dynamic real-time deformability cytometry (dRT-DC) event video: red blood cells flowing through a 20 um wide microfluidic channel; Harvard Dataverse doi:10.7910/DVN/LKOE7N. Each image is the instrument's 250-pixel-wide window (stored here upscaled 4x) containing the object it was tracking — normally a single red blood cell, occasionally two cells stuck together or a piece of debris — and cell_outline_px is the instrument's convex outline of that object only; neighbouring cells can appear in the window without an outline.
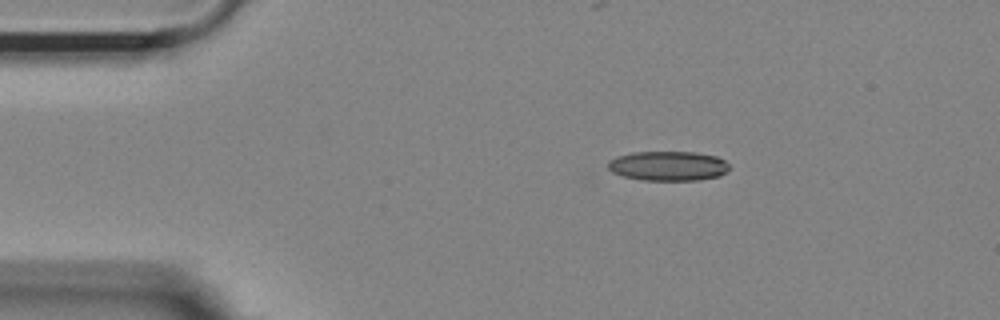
{"species": "Egyptian fruit bat (a non-hibernating species)", "species_latin": "Rousettus aegyptiacus", "temperature_condition": "room temperature", "stored_images_in_passage": 37, "camera_frame_rate_fps": 3000, "um_per_image_px": 0.085, "animal": {"sex": "female"}, "frame": {"image": 1, "passage_image": 1, "time_ms": 0.0, "image_size_px": [1000, 320], "cell_outline_px": [[728, 172], [720, 176], [700, 180], [640, 180], [624, 176], [612, 172], [608, 168], [608, 160], [616, 156], [632, 152], [692, 152], [716, 156], [724, 160], [728, 164]], "centroid_in_image_um": [56.78, 14.11], "position_along_channel_um": 28.2, "area_um2": 21.04}}
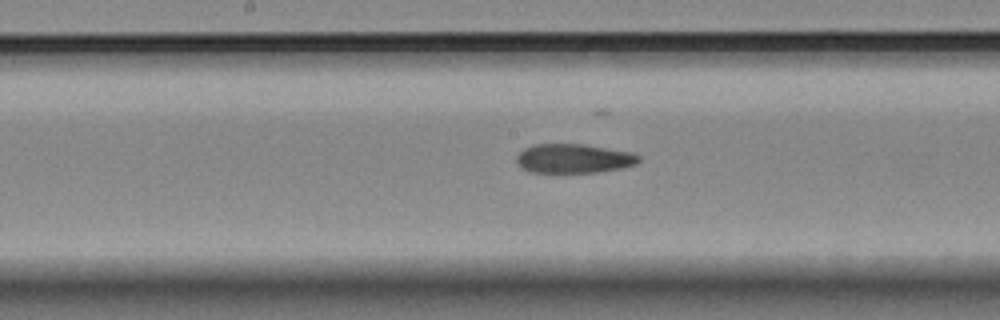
{"frame": {"image": 2, "passage_image": 19, "time_ms": 6.0, "image_size_px": [1000, 320], "cell_outline_px": [[640, 160], [636, 164], [620, 168], [596, 172], [532, 172], [520, 168], [516, 160], [516, 156], [524, 148], [532, 144], [584, 144], [632, 152], [640, 156]], "centroid_in_image_um": [48.74, 13.46], "position_along_channel_um": 199.5, "area_um2": 20.81}}
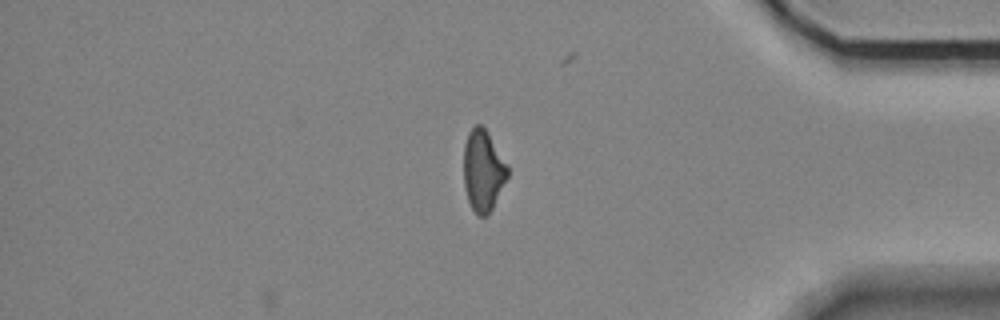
{"frame": {"image": 3, "passage_image": 37, "time_ms": 12.0, "image_size_px": [1000, 320], "cell_outline_px": [[508, 176], [492, 208], [484, 216], [476, 216], [468, 200], [464, 188], [464, 144], [468, 132], [476, 124], [480, 124], [488, 132], [508, 164]], "centroid_in_image_um": [41.06, 14.48], "position_along_channel_um": 394.1, "area_um2": 20.81}, "authors_computed_cell_mechanics": {"area_um2": 21.7328, "velocity_mm_per_s": 3.7043, "shape_relaxation_time_tau1_ms": null, "shape_relaxation_time_tau2_ms": 6.3731, "deformation_change_tau1": null, "deformation_change_tau2": 0.134}}